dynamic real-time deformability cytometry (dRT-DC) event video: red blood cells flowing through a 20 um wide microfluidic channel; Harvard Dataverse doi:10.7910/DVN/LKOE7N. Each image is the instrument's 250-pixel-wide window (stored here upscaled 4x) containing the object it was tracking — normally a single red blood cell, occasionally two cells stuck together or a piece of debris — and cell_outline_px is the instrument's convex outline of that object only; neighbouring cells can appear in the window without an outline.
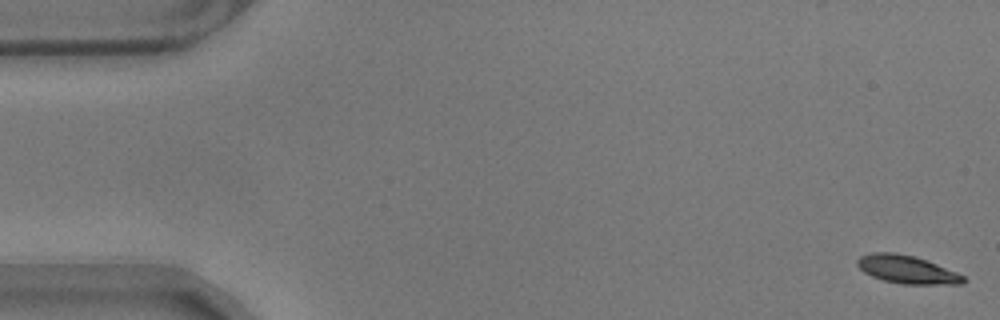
{"species": "common noctule bat (a hibernating species)", "species_latin": "Nyctalus noctula", "temperature_condition": "warm", "stored_images_in_passage": 57, "camera_frame_rate_fps": 3000, "um_per_image_px": 0.085, "animal": {"sex": "male", "body_mass_g": 17.9}, "frame": {"image": 1, "passage_image": 1, "time_ms": 0.0, "image_size_px": [1000, 320], "cell_outline_px": [[968, 280], [964, 284], [904, 284], [884, 280], [872, 276], [864, 272], [856, 264], [856, 260], [860, 256], [872, 252], [896, 252], [916, 256], [956, 272], [964, 276]], "centroid_in_image_um": [77.1, 22.9], "position_along_channel_um": 7.9, "area_um2": 17.4}}
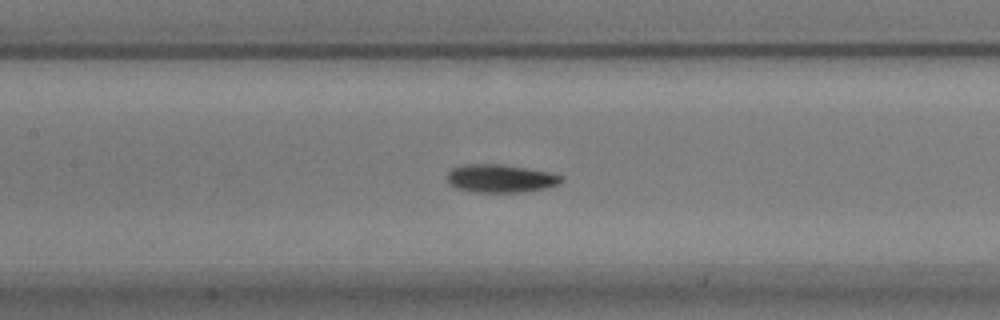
{"frame": {"image": 2, "passage_image": 26, "time_ms": 8.333, "image_size_px": [1000, 320], "cell_outline_px": [[564, 180], [560, 184], [544, 188], [524, 192], [472, 192], [456, 188], [448, 184], [448, 172], [452, 168], [464, 164], [500, 164], [552, 172], [564, 176]], "centroid_in_image_um": [42.57, 15.17], "position_along_channel_um": 164.8, "area_um2": 18.9}}
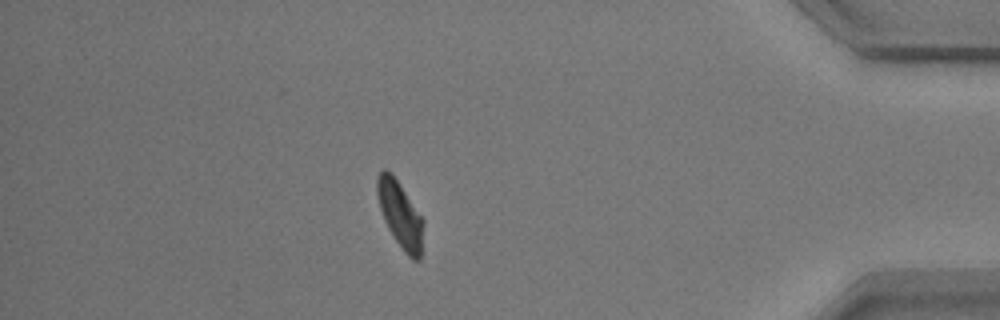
{"frame": {"image": 3, "passage_image": 50, "time_ms": 16.333, "image_size_px": [1000, 320], "cell_outline_px": [[424, 224], [420, 260], [412, 260], [404, 252], [388, 228], [384, 220], [380, 208], [376, 192], [376, 180], [380, 172], [384, 168], [392, 172], [424, 220]], "centroid_in_image_um": [34.01, 18.22], "position_along_channel_um": 401.2, "area_um2": 17.86}, "authors_computed_cell_mechanics": {"area_um2": 18.1492, "velocity_mm_per_s": 3.4931, "shape_relaxation_time_tau1_ms": 2.3661, "shape_relaxation_time_tau2_ms": 4.5756, "deformation_change_tau1": 0.1217, "deformation_change_tau2": 0.0825}}